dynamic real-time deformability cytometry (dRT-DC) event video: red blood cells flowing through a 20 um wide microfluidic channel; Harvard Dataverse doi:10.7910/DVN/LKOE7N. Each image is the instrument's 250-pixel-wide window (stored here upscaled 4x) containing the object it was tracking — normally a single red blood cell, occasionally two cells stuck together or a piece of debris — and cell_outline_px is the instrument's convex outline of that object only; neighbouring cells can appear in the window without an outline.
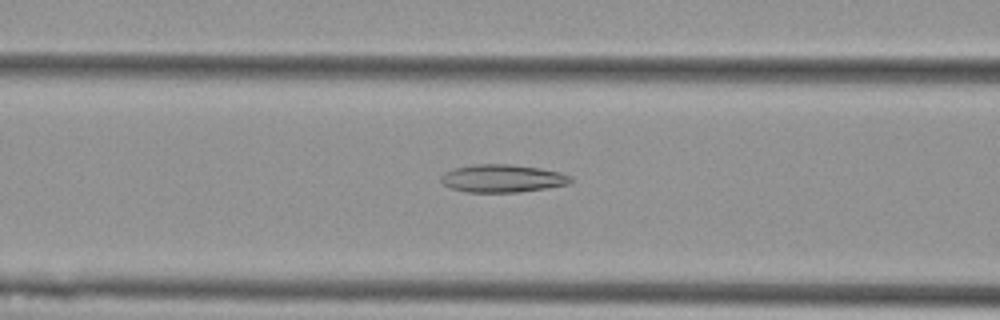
{"species": "Egyptian fruit bat (a non-hibernating species)", "species_latin": "Rousettus aegyptiacus", "temperature_condition": "cold", "stored_images_in_passage": 41, "camera_frame_rate_fps": 3000, "um_per_image_px": 0.085, "animal": {"sex": "female"}, "frame": {"image": 1, "passage_image": 18, "time_ms": 5.667, "image_size_px": [1000, 320], "cell_outline_px": [[572, 180], [568, 184], [520, 192], [468, 192], [452, 188], [444, 184], [440, 180], [440, 176], [444, 172], [452, 168], [472, 164], [512, 164], [540, 168], [560, 172], [572, 176]], "centroid_in_image_um": [42.68, 15.15], "position_along_channel_um": 123.9, "area_um2": 21.1}}
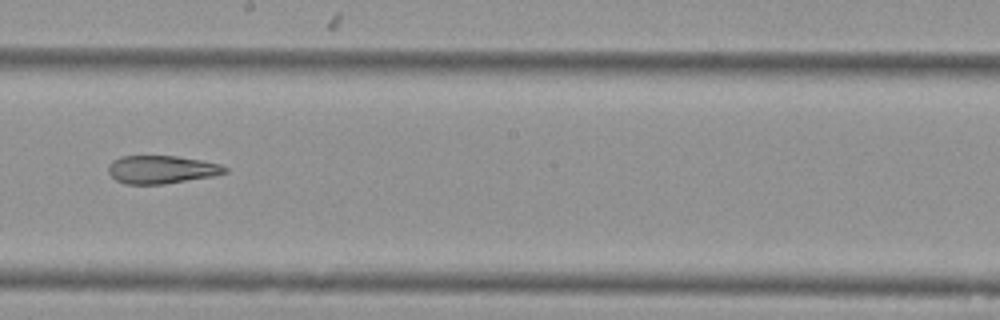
{"frame": {"image": 2, "passage_image": 27, "time_ms": 8.667, "image_size_px": [1000, 320], "cell_outline_px": [[228, 172], [212, 176], [164, 184], [124, 184], [116, 180], [108, 172], [108, 164], [112, 160], [120, 156], [176, 156], [200, 160], [220, 164], [228, 168]], "centroid_in_image_um": [13.7, 14.41], "position_along_channel_um": 234.5, "area_um2": 19.07}}
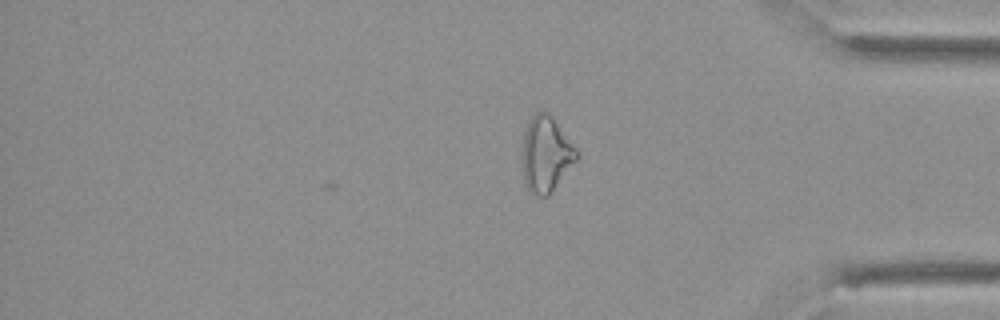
{"frame": {"image": 3, "passage_image": 41, "time_ms": 13.333, "image_size_px": [1000, 320], "cell_outline_px": [[580, 156], [552, 192], [548, 196], [536, 196], [528, 188], [524, 180], [524, 132], [532, 116], [536, 112], [548, 112], [552, 116], [580, 152]], "centroid_in_image_um": [46.47, 13.11], "position_along_channel_um": 388.7, "area_um2": 23.64}, "authors_computed_cell_mechanics": {"area_um2": 20.3456, "velocity_mm_per_s": 3.6964, "shape_relaxation_time_tau1_ms": null, "shape_relaxation_time_tau2_ms": 3.477, "deformation_change_tau1": null, "deformation_change_tau2": 0.1308}}